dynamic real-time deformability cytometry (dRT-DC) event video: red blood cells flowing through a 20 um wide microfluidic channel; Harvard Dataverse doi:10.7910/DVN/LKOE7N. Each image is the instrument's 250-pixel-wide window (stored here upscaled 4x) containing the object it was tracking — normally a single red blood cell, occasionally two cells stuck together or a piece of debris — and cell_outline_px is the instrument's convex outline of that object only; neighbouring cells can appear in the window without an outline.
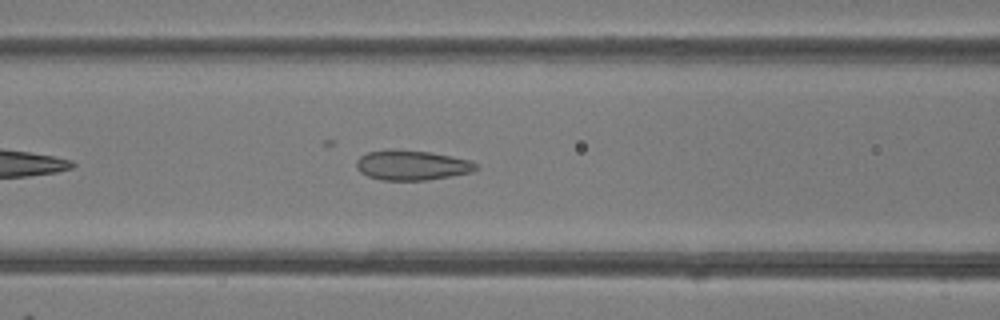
{"species": "common noctule bat (a hibernating species)", "species_latin": "Nyctalus noctula", "temperature_condition": "room temperature", "stored_images_in_passage": 17, "camera_frame_rate_fps": 3000, "um_per_image_px": 0.085, "animal": {"sex": "female"}, "frame": {"image": 1, "passage_image": 8, "time_ms": 2.333, "image_size_px": [1000, 320], "cell_outline_px": [[476, 168], [472, 172], [424, 180], [384, 180], [368, 176], [360, 172], [356, 168], [356, 160], [360, 156], [368, 152], [428, 152], [452, 156], [472, 160], [476, 164]], "centroid_in_image_um": [35.03, 14.08], "position_along_channel_um": 131.6, "area_um2": 19.94}}
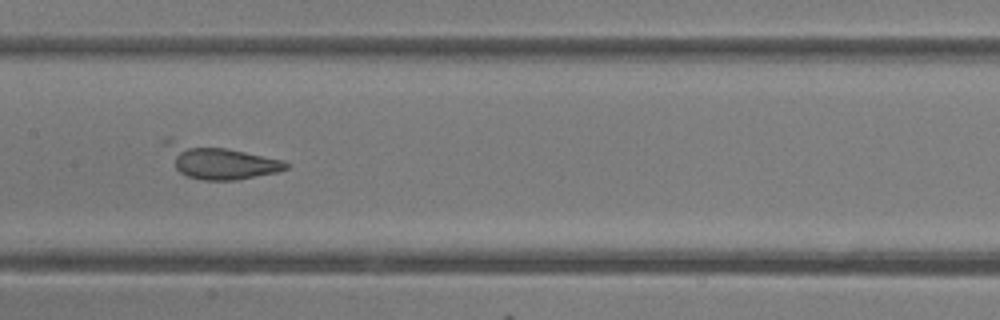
{"frame": {"image": 2, "passage_image": 12, "time_ms": 3.667, "image_size_px": [1000, 320], "cell_outline_px": [[288, 168], [276, 172], [236, 180], [200, 180], [188, 176], [180, 172], [176, 168], [160, 140], [168, 136], [172, 136], [284, 160], [288, 164]], "centroid_in_image_um": [18.52, 13.67], "position_along_channel_um": 188.9, "area_um2": 24.28}}